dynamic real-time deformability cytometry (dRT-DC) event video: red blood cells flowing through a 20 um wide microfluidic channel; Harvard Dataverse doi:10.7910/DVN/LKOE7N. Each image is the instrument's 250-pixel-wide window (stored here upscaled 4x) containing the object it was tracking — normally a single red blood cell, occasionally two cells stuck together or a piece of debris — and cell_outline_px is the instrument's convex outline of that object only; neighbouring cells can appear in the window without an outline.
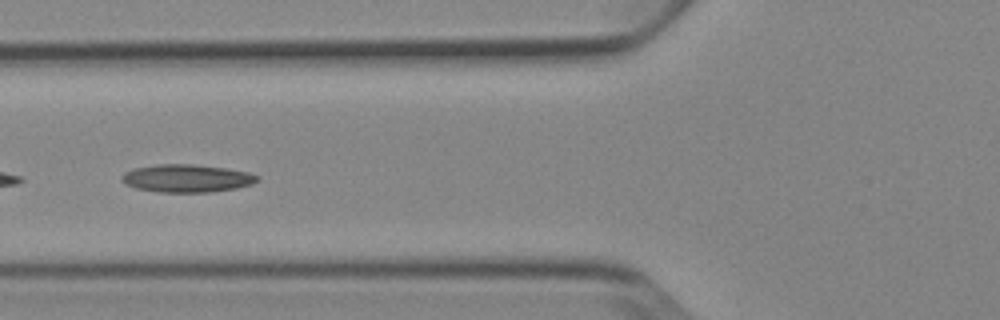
{"species": "Egyptian fruit bat (a non-hibernating species)", "species_latin": "Rousettus aegyptiacus", "temperature_condition": "cold", "stored_images_in_passage": 36, "camera_frame_rate_fps": 3000, "um_per_image_px": 0.085, "animal": {"sex": "female"}, "frame": {"image": 1, "passage_image": 20, "time_ms": 6.333, "image_size_px": [1000, 320], "cell_outline_px": [[260, 176], [252, 184], [236, 188], [212, 192], [160, 192], [136, 188], [120, 180], [120, 176], [124, 172], [132, 168], [160, 164], [192, 164], [224, 168], [248, 172]], "centroid_in_image_um": [15.85, 15.15], "position_along_channel_um": 110.0, "area_um2": 21.91}}
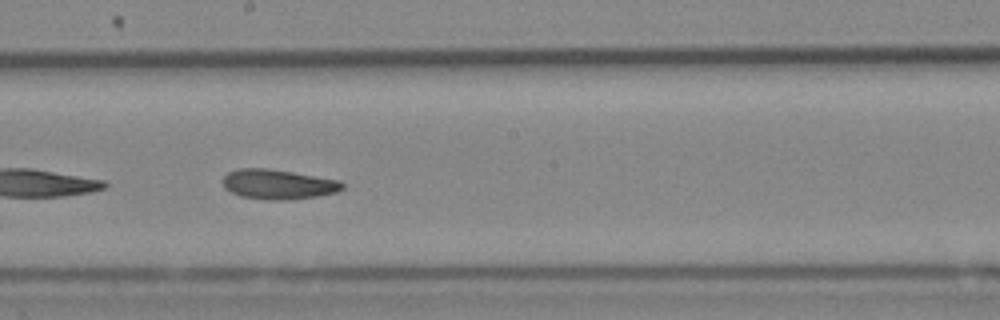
{"frame": {"image": 2, "passage_image": 29, "time_ms": 9.333, "image_size_px": [1000, 320], "cell_outline_px": [[344, 188], [336, 192], [316, 196], [280, 200], [272, 200], [240, 196], [224, 188], [224, 176], [228, 172], [240, 168], [264, 168], [292, 172], [340, 180], [344, 184]], "centroid_in_image_um": [23.64, 15.66], "position_along_channel_um": 224.6, "area_um2": 20.46}}
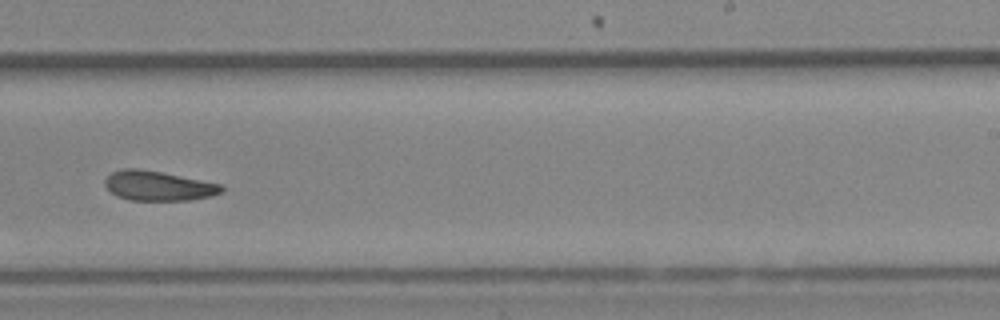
{"frame": {"image": 3, "passage_image": 33, "time_ms": 10.667, "image_size_px": [1000, 320], "cell_outline_px": [[224, 192], [212, 196], [192, 200], [128, 200], [116, 196], [104, 184], [104, 180], [112, 172], [120, 168], [136, 168], [160, 172], [220, 184], [224, 188]], "centroid_in_image_um": [13.44, 15.8], "position_along_channel_um": 275.6, "area_um2": 20.11}}